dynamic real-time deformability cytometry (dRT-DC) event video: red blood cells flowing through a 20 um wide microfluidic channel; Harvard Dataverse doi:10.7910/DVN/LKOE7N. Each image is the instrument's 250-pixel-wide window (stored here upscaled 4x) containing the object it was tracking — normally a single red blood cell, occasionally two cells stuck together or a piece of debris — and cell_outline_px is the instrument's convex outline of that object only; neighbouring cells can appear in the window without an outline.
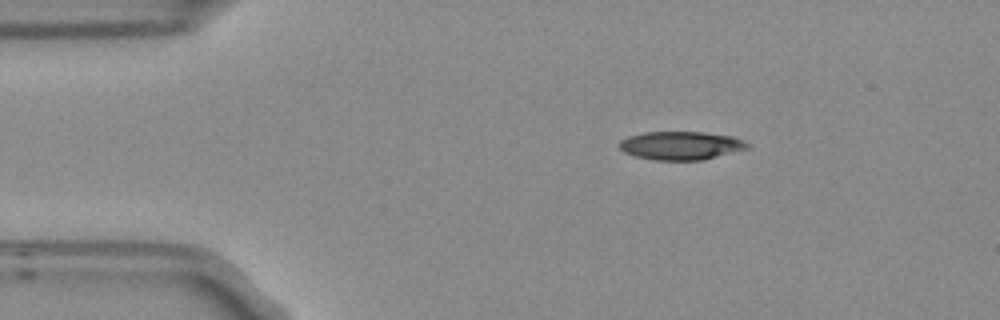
{"species": "Egyptian fruit bat (a non-hibernating species)", "species_latin": "Rousettus aegyptiacus", "temperature_condition": "room temperature", "stored_images_in_passage": 7, "camera_frame_rate_fps": 3000, "um_per_image_px": 0.085, "frame": {"image": 1, "passage_image": 1, "time_ms": 0.0, "image_size_px": [1000, 320], "cell_outline_px": [[748, 148], [704, 160], [652, 160], [636, 156], [624, 152], [620, 148], [620, 140], [628, 136], [644, 132], [704, 132], [732, 136], [744, 140], [748, 144]], "centroid_in_image_um": [57.87, 12.37], "position_along_channel_um": 27.1, "area_um2": 21.15}}
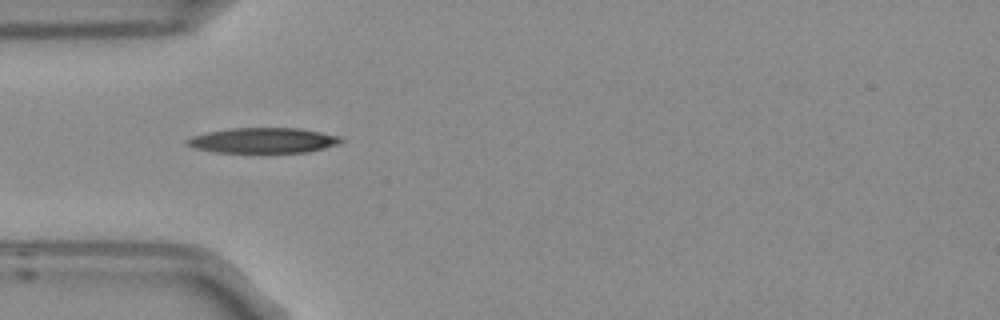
{"frame": {"image": 2, "passage_image": 3, "time_ms": 0.667, "image_size_px": [1000, 320], "cell_outline_px": [[344, 144], [308, 152], [212, 152], [196, 148], [188, 144], [184, 140], [192, 136], [208, 132], [232, 128], [300, 128], [340, 136], [344, 140]], "centroid_in_image_um": [22.45, 11.94], "position_along_channel_um": 62.6, "area_um2": 22.77}}
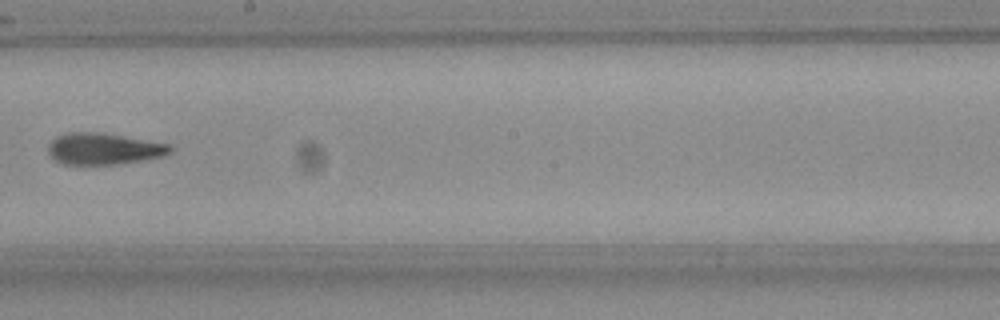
{"frame": {"image": 3, "passage_image": 7, "time_ms": 2.0, "image_size_px": [1000, 320], "cell_outline_px": [[172, 152], [164, 156], [140, 160], [112, 164], [64, 164], [56, 160], [48, 152], [48, 148], [52, 140], [56, 136], [72, 132], [96, 132], [168, 144], [172, 148]], "centroid_in_image_um": [8.79, 12.65], "position_along_channel_um": 239.4, "area_um2": 21.79}}